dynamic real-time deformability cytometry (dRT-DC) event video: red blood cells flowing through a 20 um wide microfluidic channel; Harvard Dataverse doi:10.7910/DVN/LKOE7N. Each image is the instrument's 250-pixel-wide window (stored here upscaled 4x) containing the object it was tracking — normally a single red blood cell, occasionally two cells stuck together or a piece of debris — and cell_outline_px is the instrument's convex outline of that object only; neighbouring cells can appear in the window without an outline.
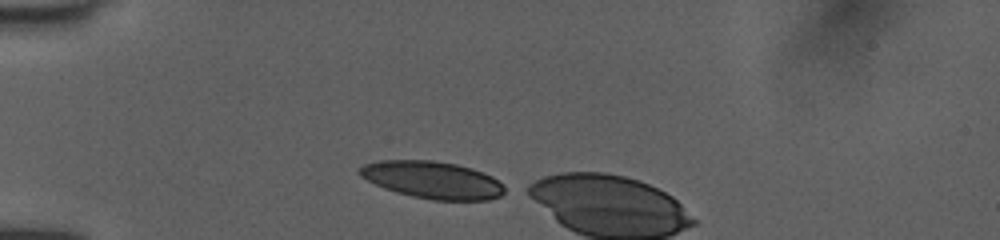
{"species": "human", "species_latin": "Homo sapiens", "temperature_condition": "room temperature", "stored_images_in_passage": 6, "camera_frame_rate_fps": 3000, "um_per_image_px": 0.085, "donor": {"sex": "female"}, "frame": {"image": 1, "passage_image": 1, "time_ms": 0.0, "image_size_px": [1000, 240], "cell_outline_px": [[504, 192], [500, 196], [488, 200], [432, 200], [412, 196], [396, 192], [384, 188], [360, 176], [356, 172], [364, 164], [380, 160], [432, 160], [456, 164], [472, 168], [484, 172], [492, 176], [504, 184]], "centroid_in_image_um": [36.77, 15.29], "position_along_channel_um": 48.2, "area_um2": 31.56}}